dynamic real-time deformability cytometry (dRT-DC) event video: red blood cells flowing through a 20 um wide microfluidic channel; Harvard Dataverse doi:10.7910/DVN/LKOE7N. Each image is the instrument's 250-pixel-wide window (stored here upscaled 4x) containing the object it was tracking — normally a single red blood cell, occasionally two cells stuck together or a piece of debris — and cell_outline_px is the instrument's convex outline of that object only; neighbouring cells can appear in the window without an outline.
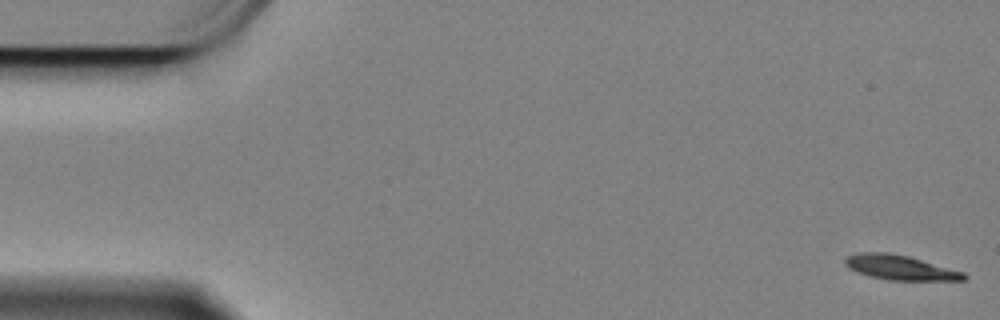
{"species": "Egyptian fruit bat (a non-hibernating species)", "species_latin": "Rousettus aegyptiacus", "temperature_condition": "cold", "stored_images_in_passage": 15, "camera_frame_rate_fps": 3000, "um_per_image_px": 0.085, "animal": {"sex": "female"}, "frame": {"image": 1, "passage_image": 1, "time_ms": 0.0, "image_size_px": [1000, 320], "cell_outline_px": [[968, 276], [964, 280], [888, 280], [868, 276], [856, 272], [848, 268], [844, 264], [844, 260], [848, 256], [856, 252], [888, 252], [908, 256], [964, 272]], "centroid_in_image_um": [76.46, 22.74], "position_along_channel_um": 8.5, "area_um2": 17.17}}
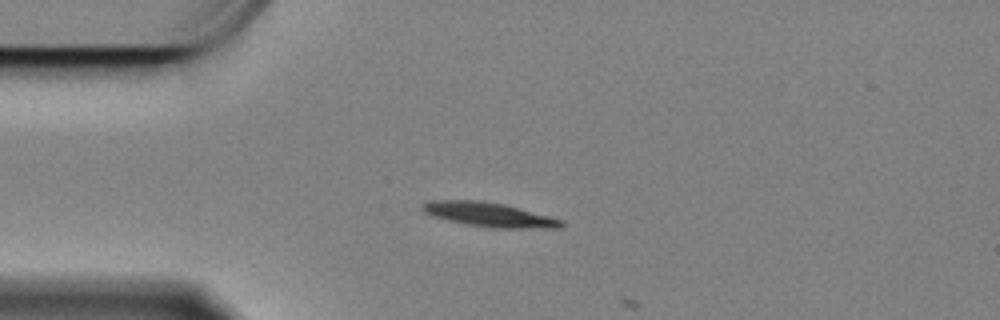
{"frame": {"image": 2, "passage_image": 14, "time_ms": 4.333, "image_size_px": [1000, 320], "cell_outline_px": [[564, 224], [560, 228], [492, 228], [464, 224], [432, 216], [424, 212], [420, 208], [420, 204], [432, 200], [484, 200], [504, 204], [564, 220]], "centroid_in_image_um": [41.54, 18.24], "position_along_channel_um": 43.5, "area_um2": 19.83}}